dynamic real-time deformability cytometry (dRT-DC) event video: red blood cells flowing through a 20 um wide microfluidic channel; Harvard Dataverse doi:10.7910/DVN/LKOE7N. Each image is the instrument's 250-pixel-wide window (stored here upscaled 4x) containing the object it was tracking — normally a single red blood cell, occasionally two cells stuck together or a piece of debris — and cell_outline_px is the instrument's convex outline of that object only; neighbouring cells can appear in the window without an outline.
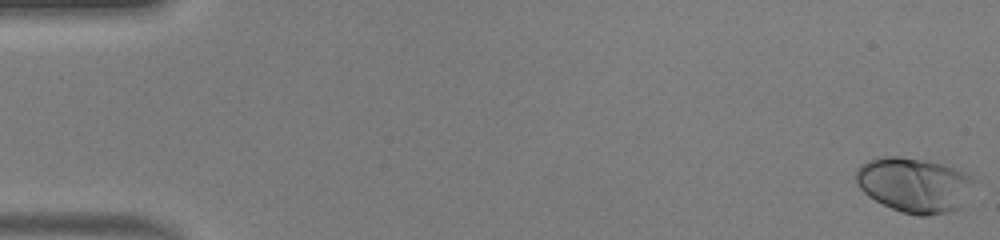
{"species": "human", "species_latin": "Homo sapiens", "temperature_condition": "warm", "stored_images_in_passage": 51, "camera_frame_rate_fps": 3000, "um_per_image_px": 0.085, "donor": {"sex": "male"}, "frame": {"image": 1, "passage_image": 1, "time_ms": 0.0, "image_size_px": [1000, 240], "cell_outline_px": [[976, 180], [960, 208], [948, 212], [928, 216], [920, 216], [900, 212], [868, 196], [856, 184], [856, 172], [860, 164], [868, 160], [884, 156], [896, 156], [924, 160], [956, 168], [972, 176]], "centroid_in_image_um": [77.71, 15.72], "position_along_channel_um": 7.3, "area_um2": 37.69}}
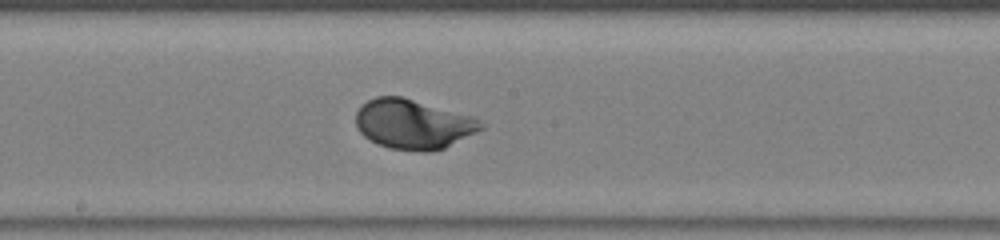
{"frame": {"image": 2, "passage_image": 28, "time_ms": 9.0, "image_size_px": [1000, 240], "cell_outline_px": [[484, 128], [444, 148], [432, 152], [420, 152], [388, 148], [376, 144], [364, 136], [356, 128], [356, 112], [360, 104], [376, 96], [400, 96], [472, 116], [480, 120], [484, 124]], "centroid_in_image_um": [35.08, 10.56], "position_along_channel_um": 213.1, "area_um2": 36.36}}
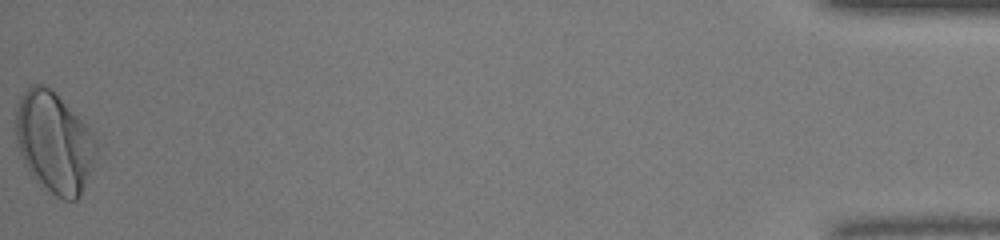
{"frame": {"image": 3, "passage_image": 51, "time_ms": 16.667, "image_size_px": [1000, 240], "cell_outline_px": [[96, 160], [80, 196], [76, 200], [64, 200], [44, 192], [32, 176], [20, 152], [16, 140], [16, 104], [20, 96], [32, 84], [44, 84], [56, 92], [92, 132], [96, 144]], "centroid_in_image_um": [4.6, 12.13], "position_along_channel_um": 430.6, "area_um2": 47.63}, "authors_computed_cell_mechanics": {"area_um2": 35.6048, "velocity_mm_per_s": 4.1127, "shape_relaxation_time_tau1_ms": 2.1874, "shape_relaxation_time_tau2_ms": null, "deformation_change_tau1": 0.1792, "deformation_change_tau2": null}}